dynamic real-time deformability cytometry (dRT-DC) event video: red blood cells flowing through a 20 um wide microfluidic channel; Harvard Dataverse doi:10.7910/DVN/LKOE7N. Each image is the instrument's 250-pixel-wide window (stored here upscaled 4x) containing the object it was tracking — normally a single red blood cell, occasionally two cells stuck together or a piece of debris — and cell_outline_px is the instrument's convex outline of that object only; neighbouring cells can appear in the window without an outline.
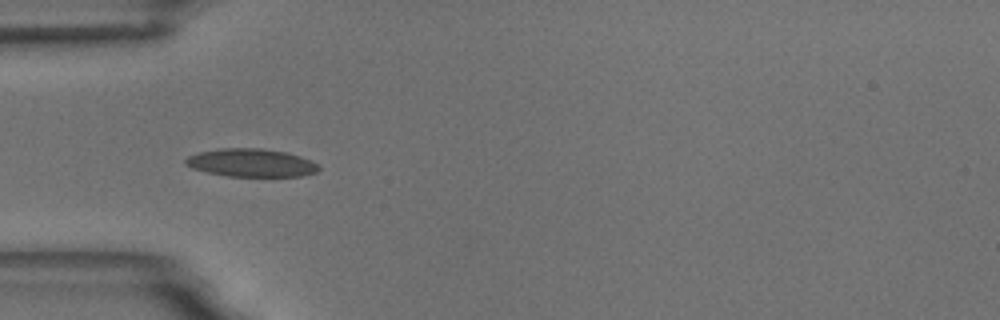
{"species": "common noctule bat (a hibernating species)", "species_latin": "Nyctalus noctula", "temperature_condition": "room temperature", "stored_images_in_passage": 13, "camera_frame_rate_fps": 3000, "um_per_image_px": 0.085, "animal": {"sex": "male", "body_mass_g": 18.8}, "frame": {"image": 1, "passage_image": 6, "time_ms": 1.667, "image_size_px": [1000, 320], "cell_outline_px": [[320, 168], [316, 172], [300, 176], [228, 176], [208, 172], [192, 168], [184, 164], [184, 160], [188, 156], [200, 152], [216, 148], [260, 148], [288, 152], [312, 160], [320, 164]], "centroid_in_image_um": [21.37, 13.82], "position_along_channel_um": 63.6, "area_um2": 21.91}}